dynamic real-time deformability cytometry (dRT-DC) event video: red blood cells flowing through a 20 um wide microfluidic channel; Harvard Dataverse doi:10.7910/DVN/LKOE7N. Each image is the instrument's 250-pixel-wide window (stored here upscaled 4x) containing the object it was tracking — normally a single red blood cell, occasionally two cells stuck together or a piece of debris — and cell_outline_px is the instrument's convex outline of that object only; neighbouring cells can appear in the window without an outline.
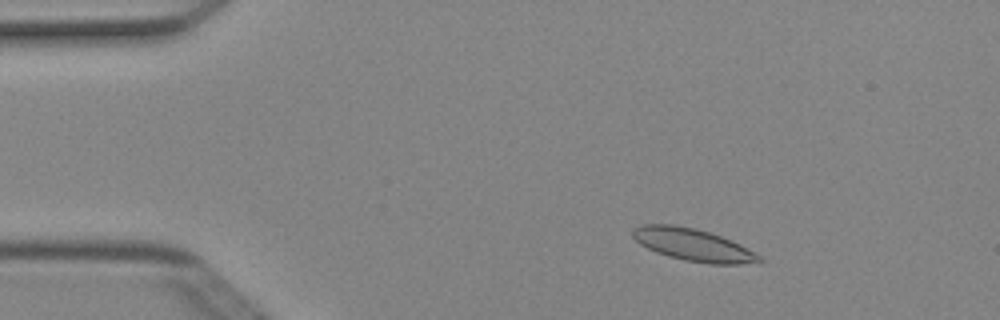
{"species": "Egyptian fruit bat (a non-hibernating species)", "species_latin": "Rousettus aegyptiacus", "temperature_condition": "cold", "stored_images_in_passage": 45, "camera_frame_rate_fps": 3000, "um_per_image_px": 0.085, "animal": {"sex": "female"}, "frame": {"image": 1, "passage_image": 2, "time_ms": 0.333, "image_size_px": [1000, 320], "cell_outline_px": [[764, 260], [760, 264], [708, 264], [684, 260], [668, 256], [656, 252], [640, 244], [632, 236], [632, 228], [640, 224], [672, 224], [696, 228], [732, 240], [740, 244], [760, 256]], "centroid_in_image_um": [58.92, 20.81], "position_along_channel_um": 26.1, "area_um2": 24.1}}
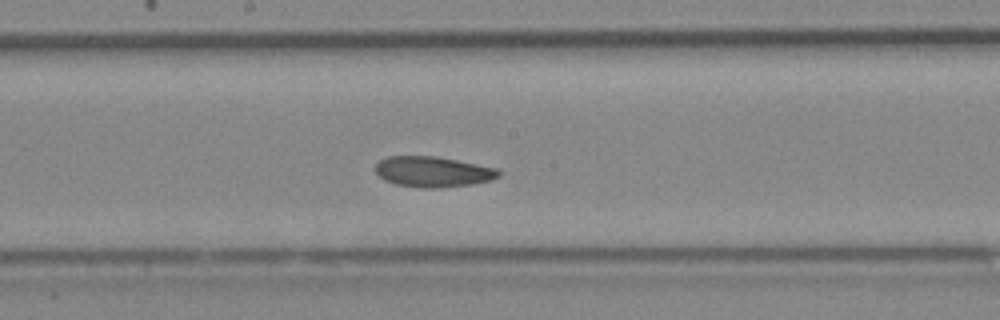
{"frame": {"image": 2, "passage_image": 21, "time_ms": 6.667, "image_size_px": [1000, 320], "cell_outline_px": [[500, 176], [492, 180], [472, 184], [440, 188], [424, 188], [396, 184], [384, 180], [376, 172], [376, 164], [380, 160], [388, 156], [436, 156], [496, 168], [500, 172]], "centroid_in_image_um": [36.8, 14.6], "position_along_channel_um": 211.4, "area_um2": 21.85}}
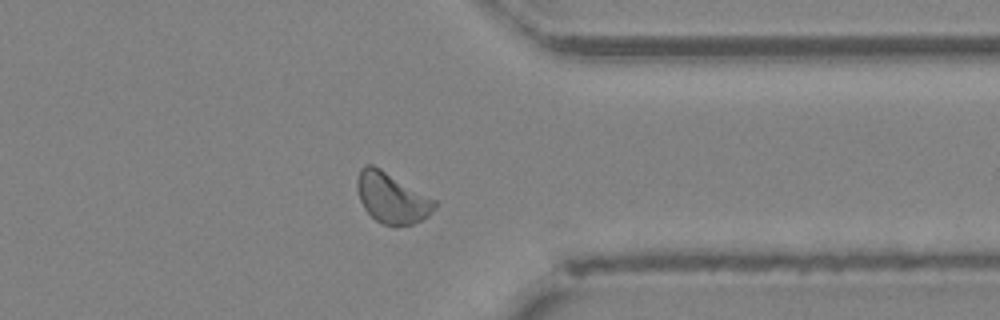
{"frame": {"image": 3, "passage_image": 34, "time_ms": 11.0, "image_size_px": [1000, 320], "cell_outline_px": [[436, 204], [432, 212], [428, 216], [412, 224], [396, 228], [384, 224], [376, 220], [364, 208], [360, 200], [356, 188], [356, 180], [360, 168], [364, 164], [372, 164], [380, 168], [436, 200]], "centroid_in_image_um": [33.28, 16.83], "position_along_channel_um": 378.1, "area_um2": 22.89}}